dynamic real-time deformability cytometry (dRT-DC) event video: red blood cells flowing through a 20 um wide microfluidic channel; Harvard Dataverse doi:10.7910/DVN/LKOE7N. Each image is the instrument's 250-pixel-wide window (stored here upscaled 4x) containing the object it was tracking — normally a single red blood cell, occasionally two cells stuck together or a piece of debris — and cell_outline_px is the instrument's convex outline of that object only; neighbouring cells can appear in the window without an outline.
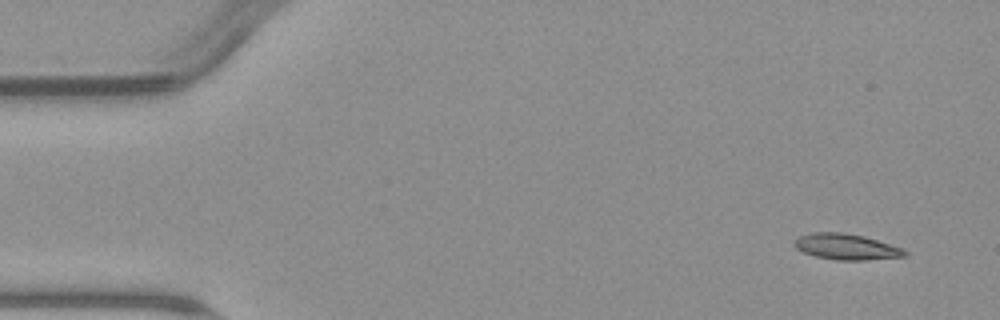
{"species": "common noctule bat (a hibernating species)", "species_latin": "Nyctalus noctula", "temperature_condition": "warm", "stored_images_in_passage": 7, "camera_frame_rate_fps": 3000, "um_per_image_px": 0.085, "animal": {"sex": "male", "body_mass_g": 23.1, "forearm_length_mm": 52.7}, "frame": {"image": 1, "passage_image": 1, "time_ms": 0.0, "image_size_px": [1000, 320], "cell_outline_px": [[908, 256], [864, 260], [836, 260], [816, 256], [804, 252], [796, 248], [792, 244], [800, 236], [812, 232], [844, 232], [864, 236], [904, 248], [908, 252]], "centroid_in_image_um": [71.97, 20.97], "position_along_channel_um": 13.0, "area_um2": 16.7}}
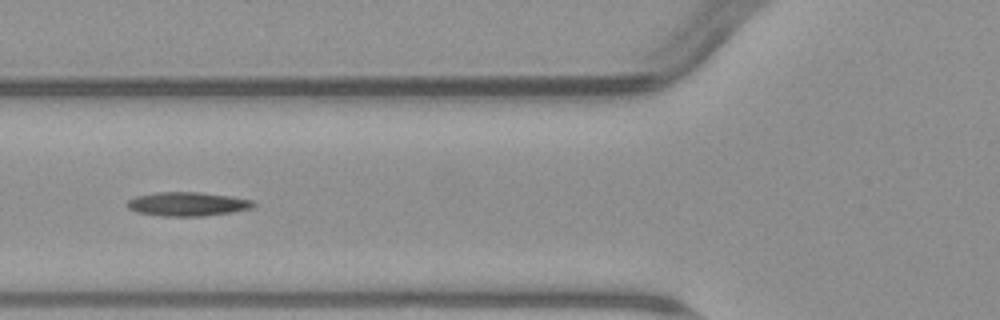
{"frame": {"image": 2, "passage_image": 6, "time_ms": 5.667, "image_size_px": [1000, 320], "cell_outline_px": [[256, 204], [252, 208], [232, 212], [204, 216], [164, 216], [136, 212], [128, 208], [124, 204], [128, 200], [136, 196], [156, 192], [196, 192], [228, 196], [252, 200]], "centroid_in_image_um": [15.89, 17.34], "position_along_channel_um": 109.9, "area_um2": 17.57}}
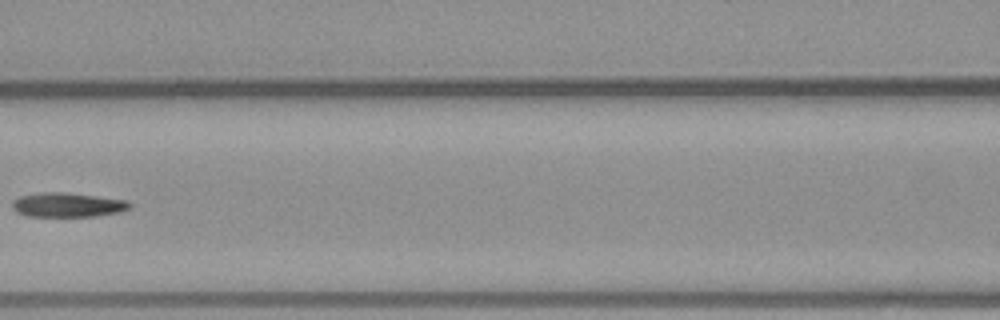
{"frame": {"image": 3, "passage_image": 7, "time_ms": 7.0, "image_size_px": [1000, 320], "cell_outline_px": [[132, 208], [120, 212], [96, 216], [28, 216], [16, 212], [12, 208], [12, 200], [20, 196], [40, 192], [64, 192], [128, 200], [132, 204]], "centroid_in_image_um": [5.76, 17.41], "position_along_channel_um": 160.8, "area_um2": 16.82}}